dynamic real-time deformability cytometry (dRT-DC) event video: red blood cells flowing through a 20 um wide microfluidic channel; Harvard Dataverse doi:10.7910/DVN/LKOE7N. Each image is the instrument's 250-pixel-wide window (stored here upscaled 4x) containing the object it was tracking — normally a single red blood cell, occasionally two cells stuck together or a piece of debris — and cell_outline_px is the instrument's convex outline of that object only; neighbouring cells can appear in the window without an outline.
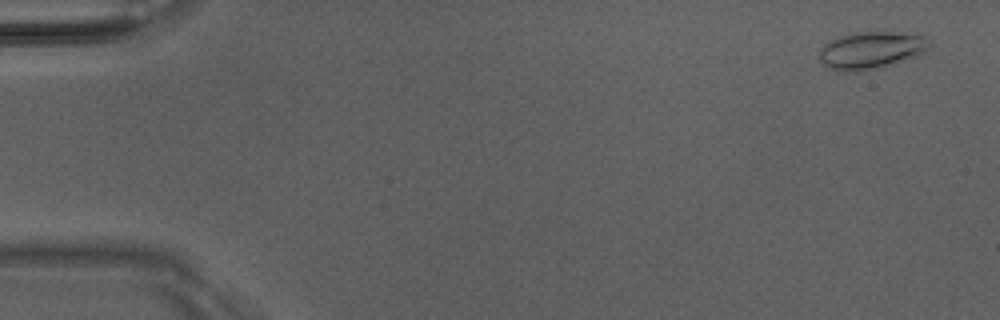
{"species": "Egyptian fruit bat (a non-hibernating species)", "species_latin": "Rousettus aegyptiacus", "temperature_condition": "room temperature", "stored_images_in_passage": 49, "camera_frame_rate_fps": 3000, "um_per_image_px": 0.085, "animal": {"sex": "male"}, "frame": {"image": 1, "passage_image": 1, "time_ms": 0.0, "image_size_px": [1000, 320], "cell_outline_px": [[928, 48], [916, 56], [880, 68], [860, 72], [844, 72], [824, 68], [816, 56], [820, 48], [824, 44], [840, 36], [856, 32], [896, 32], [924, 36], [928, 40]], "centroid_in_image_um": [73.93, 4.3], "position_along_channel_um": 11.1, "area_um2": 24.16}}
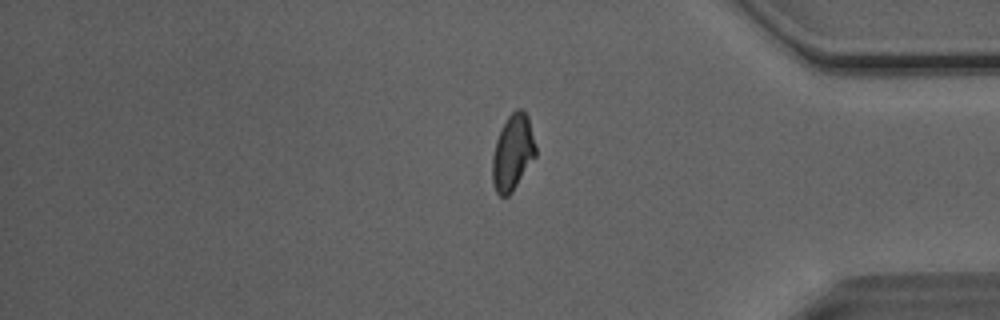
{"frame": {"image": 2, "passage_image": 41, "time_ms": 13.333, "image_size_px": [1000, 320], "cell_outline_px": [[536, 156], [512, 192], [508, 196], [500, 196], [496, 192], [492, 184], [492, 156], [496, 140], [508, 116], [516, 108], [520, 108], [528, 116], [536, 148]], "centroid_in_image_um": [43.57, 12.99], "position_along_channel_um": 391.6, "area_um2": 19.07}}
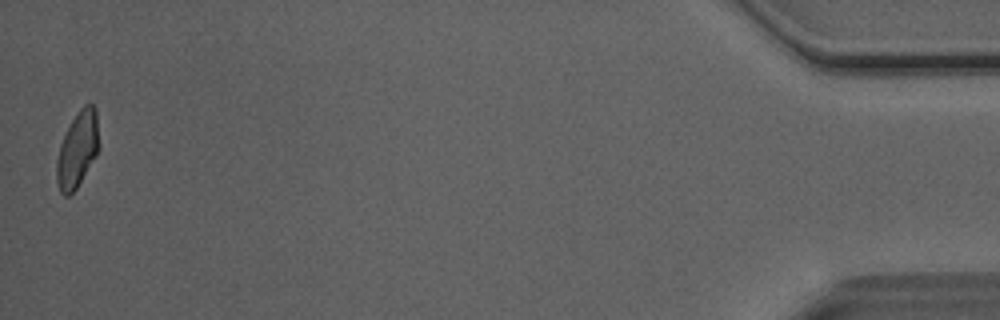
{"frame": {"image": 3, "passage_image": 49, "time_ms": 16.0, "image_size_px": [1000, 320], "cell_outline_px": [[100, 148], [96, 156], [76, 188], [68, 196], [64, 196], [60, 192], [56, 180], [56, 160], [60, 144], [72, 120], [80, 108], [84, 104], [92, 104], [96, 108]], "centroid_in_image_um": [6.6, 12.7], "position_along_channel_um": 428.6, "area_um2": 18.73}, "authors_computed_cell_mechanics": {"area_um2": 19.1896, "velocity_mm_per_s": 4.0692, "shape_relaxation_time_tau1_ms": 7.1449, "shape_relaxation_time_tau2_ms": 2.9715, "deformation_change_tau1": 0.1865, "deformation_change_tau2": 0.0889}}